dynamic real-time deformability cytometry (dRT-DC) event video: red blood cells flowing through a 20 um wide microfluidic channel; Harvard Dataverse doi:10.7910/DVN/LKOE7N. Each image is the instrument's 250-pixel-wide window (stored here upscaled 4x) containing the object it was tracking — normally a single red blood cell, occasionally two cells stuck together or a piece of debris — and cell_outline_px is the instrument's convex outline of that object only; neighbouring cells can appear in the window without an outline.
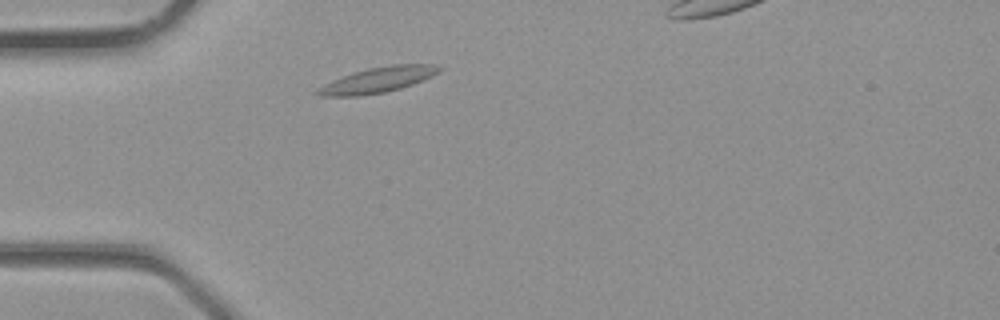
{"species": "common noctule bat (a hibernating species)", "species_latin": "Nyctalus noctula", "temperature_condition": "room temperature", "stored_images_in_passage": 24, "camera_frame_rate_fps": 3000, "um_per_image_px": 0.085, "animal": {"sex": "male", "body_mass_g": 23.1, "forearm_length_mm": 52.7}, "frame": {"image": 1, "passage_image": 1, "time_ms": 0.0, "image_size_px": [1000, 320], "cell_outline_px": [[444, 68], [440, 72], [432, 76], [412, 84], [400, 88], [384, 92], [360, 96], [320, 96], [312, 92], [316, 88], [332, 80], [368, 68], [392, 64], [436, 64]], "centroid_in_image_um": [32.12, 6.79], "position_along_channel_um": 52.9, "area_um2": 18.03}}
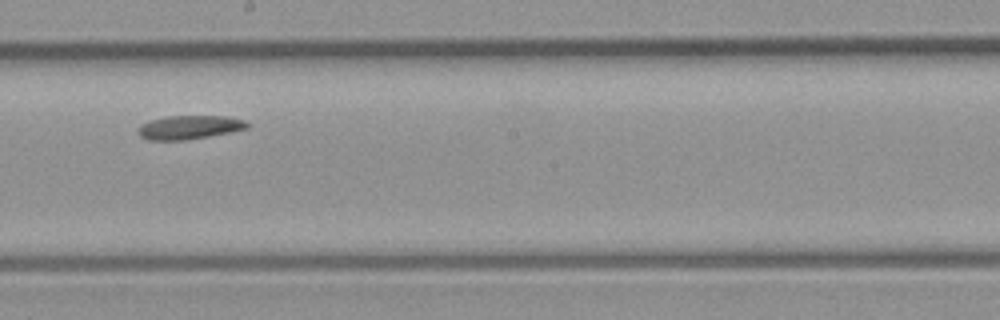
{"frame": {"image": 2, "passage_image": 11, "time_ms": 3.333, "image_size_px": [1000, 320], "cell_outline_px": [[248, 128], [232, 132], [184, 140], [148, 140], [140, 136], [136, 132], [140, 124], [148, 120], [168, 116], [228, 116], [244, 120], [248, 124]], "centroid_in_image_um": [16.05, 10.82], "position_along_channel_um": 232.1, "area_um2": 15.2}}
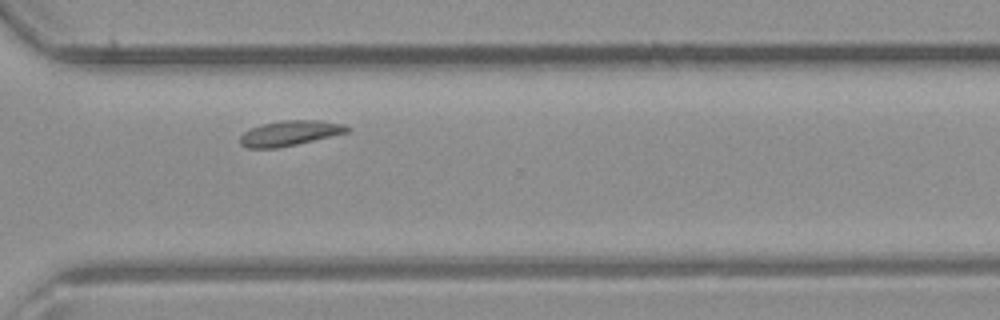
{"frame": {"image": 3, "passage_image": 17, "time_ms": 5.333, "image_size_px": [1000, 320], "cell_outline_px": [[352, 128], [348, 132], [280, 148], [244, 148], [240, 144], [240, 136], [244, 132], [260, 124], [280, 120], [320, 120], [344, 124]], "centroid_in_image_um": [24.62, 11.32], "position_along_channel_um": 346.0, "area_um2": 15.84}}